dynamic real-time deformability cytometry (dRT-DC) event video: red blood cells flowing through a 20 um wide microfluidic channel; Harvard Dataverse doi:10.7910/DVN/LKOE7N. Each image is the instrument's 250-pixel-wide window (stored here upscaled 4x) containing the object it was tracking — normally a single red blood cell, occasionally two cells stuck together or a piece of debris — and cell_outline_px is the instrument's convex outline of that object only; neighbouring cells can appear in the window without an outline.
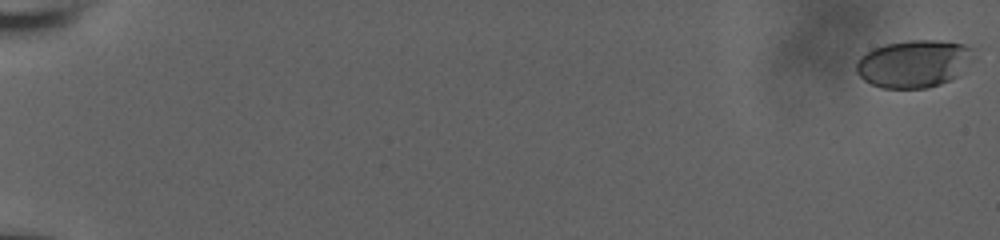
{"species": "human", "species_latin": "Homo sapiens", "temperature_condition": "room temperature", "stored_images_in_passage": 9, "camera_frame_rate_fps": 3000, "um_per_image_px": 0.085, "donor": {"sex": "male"}, "frame": {"image": 1, "passage_image": 1, "time_ms": 0.0, "image_size_px": [1000, 240], "cell_outline_px": [[976, 48], [956, 76], [952, 80], [928, 88], [880, 88], [864, 80], [856, 72], [856, 60], [860, 56], [872, 48], [884, 44], [908, 40], [940, 40], [964, 44]], "centroid_in_image_um": [77.61, 5.4], "position_along_channel_um": 7.4, "area_um2": 32.43}}